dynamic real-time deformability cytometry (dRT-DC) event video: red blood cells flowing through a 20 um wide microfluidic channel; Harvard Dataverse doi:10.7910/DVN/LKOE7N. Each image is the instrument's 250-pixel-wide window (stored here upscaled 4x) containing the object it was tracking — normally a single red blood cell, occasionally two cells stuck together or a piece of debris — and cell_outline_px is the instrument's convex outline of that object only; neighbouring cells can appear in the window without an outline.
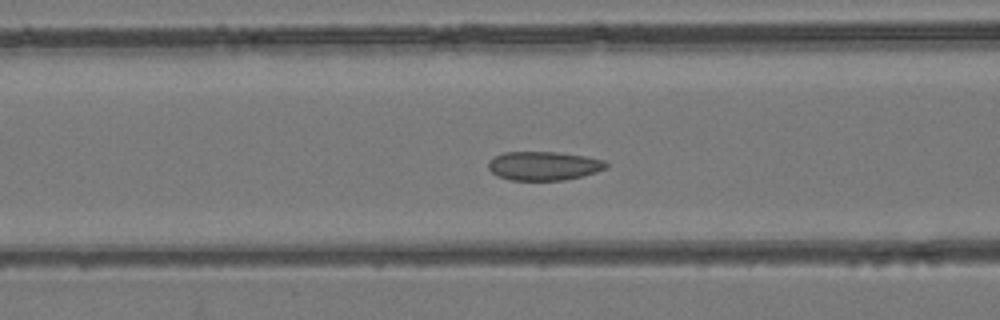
{"species": "common noctule bat (a hibernating species)", "species_latin": "Nyctalus noctula", "temperature_condition": "room temperature", "stored_images_in_passage": 51, "camera_frame_rate_fps": 3000, "um_per_image_px": 0.085, "animal": {"sex": "female", "body_mass_g": 24.6, "forearm_length_mm": 56.2}, "frame": {"image": 1, "passage_image": 21, "time_ms": 6.667, "image_size_px": [1000, 320], "cell_outline_px": [[608, 168], [596, 172], [564, 180], [512, 180], [496, 176], [488, 168], [488, 160], [492, 156], [504, 152], [556, 152], [584, 156], [604, 160], [608, 164]], "centroid_in_image_um": [46.18, 14.09], "position_along_channel_um": 120.4, "area_um2": 19.88}}
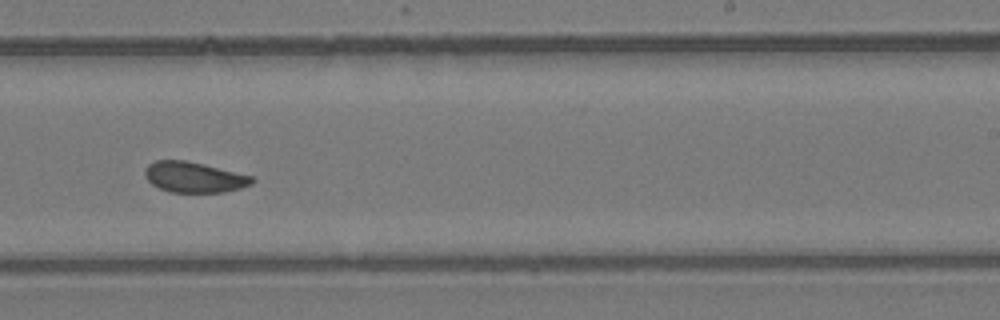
{"frame": {"image": 2, "passage_image": 32, "time_ms": 10.333, "image_size_px": [1000, 320], "cell_outline_px": [[256, 180], [252, 184], [240, 188], [224, 192], [168, 192], [152, 184], [148, 180], [144, 172], [144, 168], [148, 164], [156, 160], [188, 160], [252, 176]], "centroid_in_image_um": [16.49, 15.05], "position_along_channel_um": 272.5, "area_um2": 19.13}}
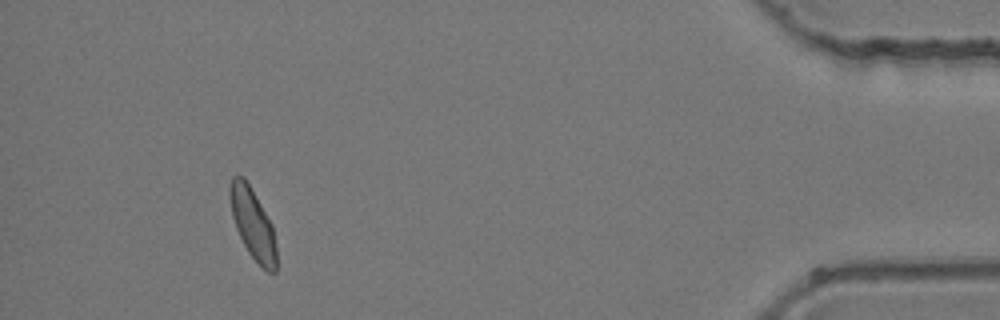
{"frame": {"image": 3, "passage_image": 47, "time_ms": 15.333, "image_size_px": [1000, 320], "cell_outline_px": [[276, 272], [268, 272], [248, 252], [236, 228], [232, 216], [228, 196], [228, 188], [232, 176], [244, 176], [272, 224], [276, 248]], "centroid_in_image_um": [21.46, 18.98], "position_along_channel_um": 413.7, "area_um2": 18.96}}